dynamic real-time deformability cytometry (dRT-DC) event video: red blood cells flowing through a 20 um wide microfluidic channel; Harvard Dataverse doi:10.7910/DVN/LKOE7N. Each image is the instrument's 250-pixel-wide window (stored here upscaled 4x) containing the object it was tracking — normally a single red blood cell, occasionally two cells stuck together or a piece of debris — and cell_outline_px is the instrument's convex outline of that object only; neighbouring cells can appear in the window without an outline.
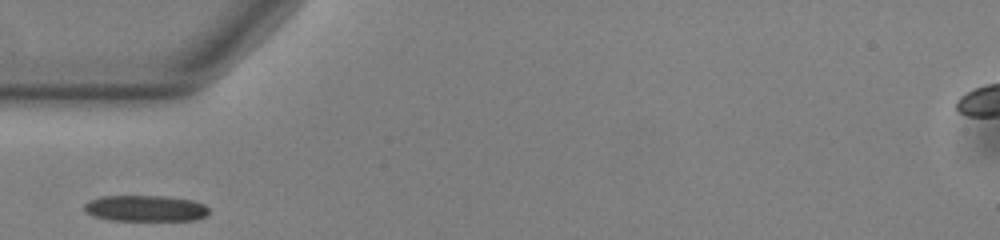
{"species": "common noctule bat (a hibernating species)", "species_latin": "Nyctalus noctula", "temperature_condition": "warm", "stored_images_in_passage": 1, "camera_frame_rate_fps": 3000, "um_per_image_px": 0.085, "animal": {"sex": "male", "body_mass_g": 13.0, "forearm_length_mm": 53.1}, "frame": {"image": 1, "passage_image": 1, "time_ms": 0.0, "image_size_px": [1000, 240], "cell_outline_px": [[208, 212], [204, 216], [192, 220], [112, 220], [92, 216], [84, 212], [84, 204], [88, 200], [100, 196], [168, 196], [192, 200], [204, 204], [208, 208]], "centroid_in_image_um": [12.3, 17.7], "position_along_channel_um": 72.7, "area_um2": 19.02}}